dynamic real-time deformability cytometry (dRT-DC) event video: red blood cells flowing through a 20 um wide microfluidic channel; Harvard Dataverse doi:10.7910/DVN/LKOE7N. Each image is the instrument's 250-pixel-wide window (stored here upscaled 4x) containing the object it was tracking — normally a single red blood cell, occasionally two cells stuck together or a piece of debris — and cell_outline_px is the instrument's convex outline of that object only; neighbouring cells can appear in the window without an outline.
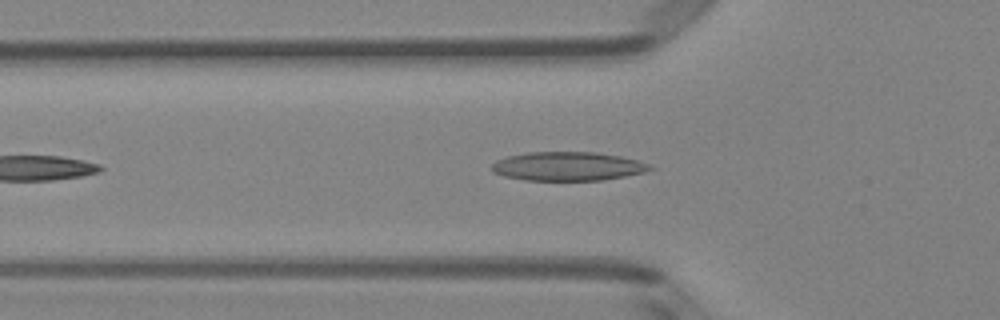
{"species": "Egyptian fruit bat (a non-hibernating species)", "species_latin": "Rousettus aegyptiacus", "temperature_condition": "room temperature", "stored_images_in_passage": 38, "camera_frame_rate_fps": 3000, "um_per_image_px": 0.085, "animal": {"sex": "female"}, "frame": {"image": 1, "passage_image": 7, "time_ms": 2.0, "image_size_px": [1000, 320], "cell_outline_px": [[656, 168], [644, 172], [624, 176], [600, 180], [524, 180], [504, 176], [492, 172], [492, 164], [496, 160], [508, 156], [528, 152], [596, 152], [620, 156], [636, 160], [648, 164]], "centroid_in_image_um": [48.24, 14.13], "position_along_channel_um": 77.6, "area_um2": 26.47}}
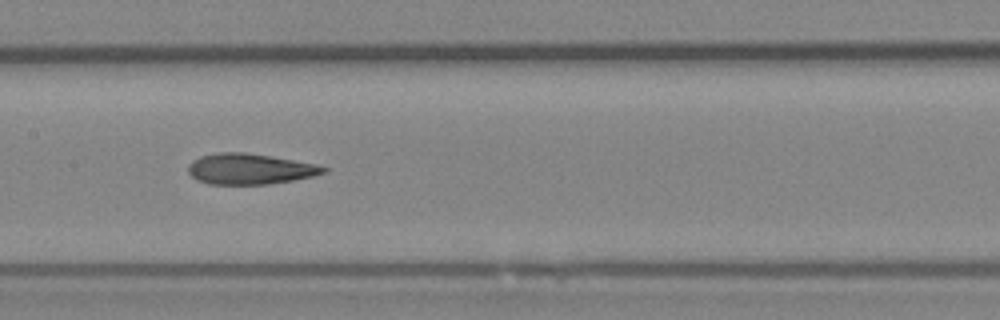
{"frame": {"image": 2, "passage_image": 15, "time_ms": 4.667, "image_size_px": [1000, 320], "cell_outline_px": [[328, 172], [312, 176], [292, 180], [268, 184], [208, 184], [196, 180], [188, 172], [188, 164], [192, 160], [200, 156], [216, 152], [244, 152], [316, 164], [328, 168]], "centroid_in_image_um": [21.19, 14.36], "position_along_channel_um": 186.2, "area_um2": 24.16}}
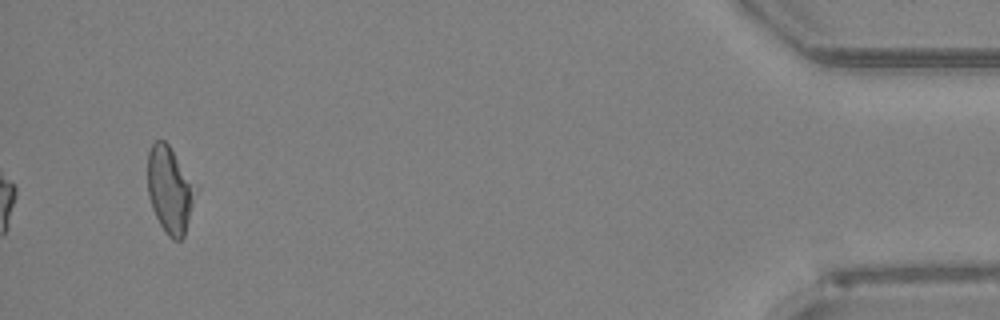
{"frame": {"image": 3, "passage_image": 38, "time_ms": 12.333, "image_size_px": [1000, 320], "cell_outline_px": [[200, 188], [184, 236], [180, 240], [172, 240], [168, 236], [160, 224], [152, 208], [148, 196], [148, 152], [152, 144], [156, 140], [164, 140], [168, 144]], "centroid_in_image_um": [14.49, 16.14], "position_along_channel_um": 420.7, "area_um2": 24.8}, "authors_computed_cell_mechanics": {"area_um2": 24.3338, "velocity_mm_per_s": 4.0704, "shape_relaxation_time_tau1_ms": 6.3987, "shape_relaxation_time_tau2_ms": 2.4254, "deformation_change_tau1": 0.1796, "deformation_change_tau2": 0.1205}}